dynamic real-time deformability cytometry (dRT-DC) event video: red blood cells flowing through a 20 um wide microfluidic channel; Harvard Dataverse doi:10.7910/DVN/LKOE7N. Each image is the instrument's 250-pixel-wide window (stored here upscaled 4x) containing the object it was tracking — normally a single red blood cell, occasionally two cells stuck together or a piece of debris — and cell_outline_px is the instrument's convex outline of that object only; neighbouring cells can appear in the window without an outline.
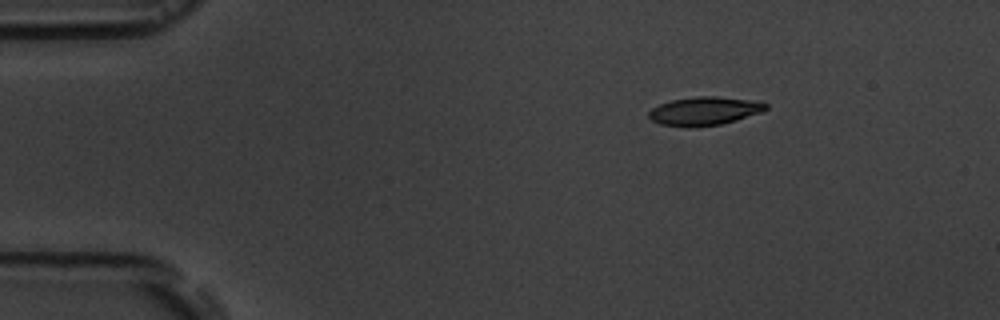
{"species": "common noctule bat (a hibernating species)", "species_latin": "Nyctalus noctula", "temperature_condition": "room temperature", "stored_images_in_passage": 4, "segment_of_instrument_passage": [1, 2], "camera_frame_rate_fps": 3000, "um_per_image_px": 0.085, "animal": {"sex": "male", "body_mass_g": 19.5, "forearm_length_mm": 54.6}, "frame": {"image": 1, "passage_image": 1, "time_ms": 0.0, "image_size_px": [1000, 320], "cell_outline_px": [[768, 108], [764, 112], [736, 120], [720, 124], [696, 128], [688, 128], [660, 124], [652, 120], [648, 116], [648, 112], [652, 108], [660, 104], [672, 100], [696, 96], [716, 96], [756, 100], [768, 104]], "centroid_in_image_um": [59.9, 9.44], "position_along_channel_um": 25.1, "area_um2": 19.77}}